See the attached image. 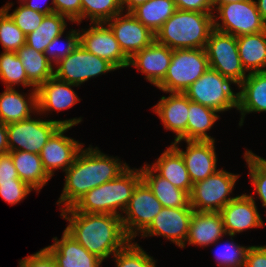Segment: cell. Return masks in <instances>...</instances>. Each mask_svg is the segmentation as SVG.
<instances>
[{"mask_svg": "<svg viewBox=\"0 0 266 267\" xmlns=\"http://www.w3.org/2000/svg\"><path fill=\"white\" fill-rule=\"evenodd\" d=\"M60 216L68 221L65 230L102 261L113 256L130 241L121 216L77 212L71 207L62 209Z\"/></svg>", "mask_w": 266, "mask_h": 267, "instance_id": "obj_1", "label": "cell"}, {"mask_svg": "<svg viewBox=\"0 0 266 267\" xmlns=\"http://www.w3.org/2000/svg\"><path fill=\"white\" fill-rule=\"evenodd\" d=\"M118 157L108 156L91 145L78 153L75 161L65 171V182L57 205L66 209L88 191L118 177L128 168Z\"/></svg>", "mask_w": 266, "mask_h": 267, "instance_id": "obj_2", "label": "cell"}, {"mask_svg": "<svg viewBox=\"0 0 266 267\" xmlns=\"http://www.w3.org/2000/svg\"><path fill=\"white\" fill-rule=\"evenodd\" d=\"M141 180V170L128 167L115 179L88 191L71 208L77 212L121 216Z\"/></svg>", "mask_w": 266, "mask_h": 267, "instance_id": "obj_3", "label": "cell"}, {"mask_svg": "<svg viewBox=\"0 0 266 267\" xmlns=\"http://www.w3.org/2000/svg\"><path fill=\"white\" fill-rule=\"evenodd\" d=\"M213 14L176 9L155 33V41L175 49H205L214 29Z\"/></svg>", "mask_w": 266, "mask_h": 267, "instance_id": "obj_4", "label": "cell"}, {"mask_svg": "<svg viewBox=\"0 0 266 267\" xmlns=\"http://www.w3.org/2000/svg\"><path fill=\"white\" fill-rule=\"evenodd\" d=\"M81 117L67 120H42L32 118L7 124V138L10 151H26L40 154L42 148L60 126H75Z\"/></svg>", "mask_w": 266, "mask_h": 267, "instance_id": "obj_5", "label": "cell"}, {"mask_svg": "<svg viewBox=\"0 0 266 267\" xmlns=\"http://www.w3.org/2000/svg\"><path fill=\"white\" fill-rule=\"evenodd\" d=\"M229 78L208 68L184 94L193 102L207 106L217 112H225L238 107V92H233Z\"/></svg>", "mask_w": 266, "mask_h": 267, "instance_id": "obj_6", "label": "cell"}, {"mask_svg": "<svg viewBox=\"0 0 266 267\" xmlns=\"http://www.w3.org/2000/svg\"><path fill=\"white\" fill-rule=\"evenodd\" d=\"M208 68L205 49H175L167 74L157 88L166 93H184Z\"/></svg>", "mask_w": 266, "mask_h": 267, "instance_id": "obj_7", "label": "cell"}, {"mask_svg": "<svg viewBox=\"0 0 266 267\" xmlns=\"http://www.w3.org/2000/svg\"><path fill=\"white\" fill-rule=\"evenodd\" d=\"M239 177V174L218 169L206 179L196 182L189 194L190 206L196 212H220L235 198L230 194Z\"/></svg>", "mask_w": 266, "mask_h": 267, "instance_id": "obj_8", "label": "cell"}, {"mask_svg": "<svg viewBox=\"0 0 266 267\" xmlns=\"http://www.w3.org/2000/svg\"><path fill=\"white\" fill-rule=\"evenodd\" d=\"M215 10L213 27L217 31L239 37L266 30V21L257 10L255 0L227 3Z\"/></svg>", "mask_w": 266, "mask_h": 267, "instance_id": "obj_9", "label": "cell"}, {"mask_svg": "<svg viewBox=\"0 0 266 267\" xmlns=\"http://www.w3.org/2000/svg\"><path fill=\"white\" fill-rule=\"evenodd\" d=\"M205 51L209 67L232 80L235 86L238 87L248 76L239 57L235 36L213 29Z\"/></svg>", "mask_w": 266, "mask_h": 267, "instance_id": "obj_10", "label": "cell"}, {"mask_svg": "<svg viewBox=\"0 0 266 267\" xmlns=\"http://www.w3.org/2000/svg\"><path fill=\"white\" fill-rule=\"evenodd\" d=\"M55 65V78L77 86L91 78L117 70L109 61L87 51L81 44Z\"/></svg>", "mask_w": 266, "mask_h": 267, "instance_id": "obj_11", "label": "cell"}, {"mask_svg": "<svg viewBox=\"0 0 266 267\" xmlns=\"http://www.w3.org/2000/svg\"><path fill=\"white\" fill-rule=\"evenodd\" d=\"M163 208L148 185L141 180L130 198L129 204L121 215L122 225L127 237L134 240L151 224Z\"/></svg>", "mask_w": 266, "mask_h": 267, "instance_id": "obj_12", "label": "cell"}, {"mask_svg": "<svg viewBox=\"0 0 266 267\" xmlns=\"http://www.w3.org/2000/svg\"><path fill=\"white\" fill-rule=\"evenodd\" d=\"M80 44L92 54L113 64L118 70L127 68L129 58L123 53L119 42L106 23H90L89 28L82 29Z\"/></svg>", "mask_w": 266, "mask_h": 267, "instance_id": "obj_13", "label": "cell"}, {"mask_svg": "<svg viewBox=\"0 0 266 267\" xmlns=\"http://www.w3.org/2000/svg\"><path fill=\"white\" fill-rule=\"evenodd\" d=\"M193 212L192 207H163L141 237L162 236L181 248L187 239Z\"/></svg>", "mask_w": 266, "mask_h": 267, "instance_id": "obj_14", "label": "cell"}, {"mask_svg": "<svg viewBox=\"0 0 266 267\" xmlns=\"http://www.w3.org/2000/svg\"><path fill=\"white\" fill-rule=\"evenodd\" d=\"M72 126H60L48 139L40 152L43 167L52 177L57 169L65 172L75 161L84 144L65 136Z\"/></svg>", "mask_w": 266, "mask_h": 267, "instance_id": "obj_15", "label": "cell"}, {"mask_svg": "<svg viewBox=\"0 0 266 267\" xmlns=\"http://www.w3.org/2000/svg\"><path fill=\"white\" fill-rule=\"evenodd\" d=\"M106 24L129 59L155 40V34L136 19L131 12H125L124 15L123 11L107 21Z\"/></svg>", "mask_w": 266, "mask_h": 267, "instance_id": "obj_16", "label": "cell"}, {"mask_svg": "<svg viewBox=\"0 0 266 267\" xmlns=\"http://www.w3.org/2000/svg\"><path fill=\"white\" fill-rule=\"evenodd\" d=\"M224 229L233 240L237 233L263 227L264 222L257 211L254 194H241L227 203L221 210Z\"/></svg>", "mask_w": 266, "mask_h": 267, "instance_id": "obj_17", "label": "cell"}, {"mask_svg": "<svg viewBox=\"0 0 266 267\" xmlns=\"http://www.w3.org/2000/svg\"><path fill=\"white\" fill-rule=\"evenodd\" d=\"M168 97L162 96L152 111L162 121L164 128L175 133L172 143L187 141V123L189 98L180 92H170Z\"/></svg>", "mask_w": 266, "mask_h": 267, "instance_id": "obj_18", "label": "cell"}, {"mask_svg": "<svg viewBox=\"0 0 266 267\" xmlns=\"http://www.w3.org/2000/svg\"><path fill=\"white\" fill-rule=\"evenodd\" d=\"M186 150L178 143L171 145L181 154L193 184L202 181L217 171L215 141H185Z\"/></svg>", "mask_w": 266, "mask_h": 267, "instance_id": "obj_19", "label": "cell"}, {"mask_svg": "<svg viewBox=\"0 0 266 267\" xmlns=\"http://www.w3.org/2000/svg\"><path fill=\"white\" fill-rule=\"evenodd\" d=\"M173 50L155 40L147 47L135 53L129 59V66H134L146 80L156 87L163 81L171 62Z\"/></svg>", "mask_w": 266, "mask_h": 267, "instance_id": "obj_20", "label": "cell"}, {"mask_svg": "<svg viewBox=\"0 0 266 267\" xmlns=\"http://www.w3.org/2000/svg\"><path fill=\"white\" fill-rule=\"evenodd\" d=\"M53 241L45 249L52 255L57 267H101L103 261L87 251L66 230L60 240L54 237Z\"/></svg>", "mask_w": 266, "mask_h": 267, "instance_id": "obj_21", "label": "cell"}, {"mask_svg": "<svg viewBox=\"0 0 266 267\" xmlns=\"http://www.w3.org/2000/svg\"><path fill=\"white\" fill-rule=\"evenodd\" d=\"M77 85L63 82L55 77L48 79L37 89V112L42 115L50 111H62L79 103L80 98L72 89Z\"/></svg>", "mask_w": 266, "mask_h": 267, "instance_id": "obj_22", "label": "cell"}, {"mask_svg": "<svg viewBox=\"0 0 266 267\" xmlns=\"http://www.w3.org/2000/svg\"><path fill=\"white\" fill-rule=\"evenodd\" d=\"M226 235L220 212H193L185 244L206 247L217 244ZM221 238V239H220ZM188 242V243H187Z\"/></svg>", "mask_w": 266, "mask_h": 267, "instance_id": "obj_23", "label": "cell"}, {"mask_svg": "<svg viewBox=\"0 0 266 267\" xmlns=\"http://www.w3.org/2000/svg\"><path fill=\"white\" fill-rule=\"evenodd\" d=\"M238 107L241 113L239 126H243L246 114L266 112V71L248 73L238 86Z\"/></svg>", "mask_w": 266, "mask_h": 267, "instance_id": "obj_24", "label": "cell"}, {"mask_svg": "<svg viewBox=\"0 0 266 267\" xmlns=\"http://www.w3.org/2000/svg\"><path fill=\"white\" fill-rule=\"evenodd\" d=\"M30 92L27 96L24 93L21 94L15 88H6L0 94V121L7 125L28 119L32 114L35 116L37 112V91L32 88Z\"/></svg>", "mask_w": 266, "mask_h": 267, "instance_id": "obj_25", "label": "cell"}, {"mask_svg": "<svg viewBox=\"0 0 266 267\" xmlns=\"http://www.w3.org/2000/svg\"><path fill=\"white\" fill-rule=\"evenodd\" d=\"M159 176L167 179L176 188L184 190L188 195L193 183L181 154L170 144L159 158L149 165Z\"/></svg>", "mask_w": 266, "mask_h": 267, "instance_id": "obj_26", "label": "cell"}, {"mask_svg": "<svg viewBox=\"0 0 266 267\" xmlns=\"http://www.w3.org/2000/svg\"><path fill=\"white\" fill-rule=\"evenodd\" d=\"M140 170L142 180L148 185L163 207H191L189 204V195L184 190L176 188L167 179L159 176L149 164L145 163Z\"/></svg>", "mask_w": 266, "mask_h": 267, "instance_id": "obj_27", "label": "cell"}, {"mask_svg": "<svg viewBox=\"0 0 266 267\" xmlns=\"http://www.w3.org/2000/svg\"><path fill=\"white\" fill-rule=\"evenodd\" d=\"M239 57L248 73L266 71V30L236 37Z\"/></svg>", "mask_w": 266, "mask_h": 267, "instance_id": "obj_28", "label": "cell"}, {"mask_svg": "<svg viewBox=\"0 0 266 267\" xmlns=\"http://www.w3.org/2000/svg\"><path fill=\"white\" fill-rule=\"evenodd\" d=\"M9 153L19 179L39 193L51 179L43 167L40 155L26 151H9Z\"/></svg>", "mask_w": 266, "mask_h": 267, "instance_id": "obj_29", "label": "cell"}, {"mask_svg": "<svg viewBox=\"0 0 266 267\" xmlns=\"http://www.w3.org/2000/svg\"><path fill=\"white\" fill-rule=\"evenodd\" d=\"M29 82L38 88L48 79L54 77V65L47 59L45 53L24 45L17 50Z\"/></svg>", "mask_w": 266, "mask_h": 267, "instance_id": "obj_30", "label": "cell"}, {"mask_svg": "<svg viewBox=\"0 0 266 267\" xmlns=\"http://www.w3.org/2000/svg\"><path fill=\"white\" fill-rule=\"evenodd\" d=\"M216 110L189 99L187 141H215L207 131L219 119Z\"/></svg>", "mask_w": 266, "mask_h": 267, "instance_id": "obj_31", "label": "cell"}, {"mask_svg": "<svg viewBox=\"0 0 266 267\" xmlns=\"http://www.w3.org/2000/svg\"><path fill=\"white\" fill-rule=\"evenodd\" d=\"M66 16L56 12L45 15L40 26L26 35V45L36 51L45 53L47 46L67 29Z\"/></svg>", "mask_w": 266, "mask_h": 267, "instance_id": "obj_32", "label": "cell"}, {"mask_svg": "<svg viewBox=\"0 0 266 267\" xmlns=\"http://www.w3.org/2000/svg\"><path fill=\"white\" fill-rule=\"evenodd\" d=\"M175 11L173 0H149L134 8L131 14L155 34Z\"/></svg>", "mask_w": 266, "mask_h": 267, "instance_id": "obj_33", "label": "cell"}, {"mask_svg": "<svg viewBox=\"0 0 266 267\" xmlns=\"http://www.w3.org/2000/svg\"><path fill=\"white\" fill-rule=\"evenodd\" d=\"M0 80L6 88H14L22 84L24 88L36 89L29 82L17 52L3 51L0 54Z\"/></svg>", "mask_w": 266, "mask_h": 267, "instance_id": "obj_34", "label": "cell"}, {"mask_svg": "<svg viewBox=\"0 0 266 267\" xmlns=\"http://www.w3.org/2000/svg\"><path fill=\"white\" fill-rule=\"evenodd\" d=\"M12 6L10 2L0 8V43L3 51L17 52L26 44V35L8 14Z\"/></svg>", "mask_w": 266, "mask_h": 267, "instance_id": "obj_35", "label": "cell"}, {"mask_svg": "<svg viewBox=\"0 0 266 267\" xmlns=\"http://www.w3.org/2000/svg\"><path fill=\"white\" fill-rule=\"evenodd\" d=\"M122 12L121 0H81V22L106 23Z\"/></svg>", "mask_w": 266, "mask_h": 267, "instance_id": "obj_36", "label": "cell"}, {"mask_svg": "<svg viewBox=\"0 0 266 267\" xmlns=\"http://www.w3.org/2000/svg\"><path fill=\"white\" fill-rule=\"evenodd\" d=\"M113 259L116 267H156V260L132 240L116 252Z\"/></svg>", "mask_w": 266, "mask_h": 267, "instance_id": "obj_37", "label": "cell"}, {"mask_svg": "<svg viewBox=\"0 0 266 267\" xmlns=\"http://www.w3.org/2000/svg\"><path fill=\"white\" fill-rule=\"evenodd\" d=\"M249 168V177L254 186V192L262 207L266 208V159L254 154L251 150H246L243 156Z\"/></svg>", "mask_w": 266, "mask_h": 267, "instance_id": "obj_38", "label": "cell"}, {"mask_svg": "<svg viewBox=\"0 0 266 267\" xmlns=\"http://www.w3.org/2000/svg\"><path fill=\"white\" fill-rule=\"evenodd\" d=\"M80 31L81 30L79 29H71V31H68V34H66V37H64V44L61 43L63 36V34H61L60 36L55 37L47 46L45 55L54 66L56 63L64 59L78 47V45L80 44Z\"/></svg>", "mask_w": 266, "mask_h": 267, "instance_id": "obj_39", "label": "cell"}, {"mask_svg": "<svg viewBox=\"0 0 266 267\" xmlns=\"http://www.w3.org/2000/svg\"><path fill=\"white\" fill-rule=\"evenodd\" d=\"M228 242V243H227ZM225 245L219 246L216 250V262L219 267H244L246 260V253L249 246H240L234 241L227 240Z\"/></svg>", "mask_w": 266, "mask_h": 267, "instance_id": "obj_40", "label": "cell"}, {"mask_svg": "<svg viewBox=\"0 0 266 267\" xmlns=\"http://www.w3.org/2000/svg\"><path fill=\"white\" fill-rule=\"evenodd\" d=\"M9 15L25 35L36 30L45 16L43 13L27 8L22 3Z\"/></svg>", "mask_w": 266, "mask_h": 267, "instance_id": "obj_41", "label": "cell"}, {"mask_svg": "<svg viewBox=\"0 0 266 267\" xmlns=\"http://www.w3.org/2000/svg\"><path fill=\"white\" fill-rule=\"evenodd\" d=\"M31 191H33V189L21 179L0 182V197L11 206L24 200Z\"/></svg>", "mask_w": 266, "mask_h": 267, "instance_id": "obj_42", "label": "cell"}, {"mask_svg": "<svg viewBox=\"0 0 266 267\" xmlns=\"http://www.w3.org/2000/svg\"><path fill=\"white\" fill-rule=\"evenodd\" d=\"M54 12L66 16L70 22L81 23V0H53Z\"/></svg>", "mask_w": 266, "mask_h": 267, "instance_id": "obj_43", "label": "cell"}, {"mask_svg": "<svg viewBox=\"0 0 266 267\" xmlns=\"http://www.w3.org/2000/svg\"><path fill=\"white\" fill-rule=\"evenodd\" d=\"M19 267H57L52 255L45 249L26 256L19 261Z\"/></svg>", "mask_w": 266, "mask_h": 267, "instance_id": "obj_44", "label": "cell"}, {"mask_svg": "<svg viewBox=\"0 0 266 267\" xmlns=\"http://www.w3.org/2000/svg\"><path fill=\"white\" fill-rule=\"evenodd\" d=\"M176 9L202 13H214L212 0H173Z\"/></svg>", "mask_w": 266, "mask_h": 267, "instance_id": "obj_45", "label": "cell"}, {"mask_svg": "<svg viewBox=\"0 0 266 267\" xmlns=\"http://www.w3.org/2000/svg\"><path fill=\"white\" fill-rule=\"evenodd\" d=\"M244 267H266V245L249 246Z\"/></svg>", "mask_w": 266, "mask_h": 267, "instance_id": "obj_46", "label": "cell"}, {"mask_svg": "<svg viewBox=\"0 0 266 267\" xmlns=\"http://www.w3.org/2000/svg\"><path fill=\"white\" fill-rule=\"evenodd\" d=\"M19 179L10 153L0 154V182Z\"/></svg>", "mask_w": 266, "mask_h": 267, "instance_id": "obj_47", "label": "cell"}, {"mask_svg": "<svg viewBox=\"0 0 266 267\" xmlns=\"http://www.w3.org/2000/svg\"><path fill=\"white\" fill-rule=\"evenodd\" d=\"M36 1V2H35ZM39 0H21L20 3H22L23 5H25L27 8L29 9H32L34 11H37V12H40V13H43L45 15H48V14H51V13H54V4H53V0L51 2V5H46V1L48 0H44V3L45 4L43 7L41 5V2H38Z\"/></svg>", "mask_w": 266, "mask_h": 267, "instance_id": "obj_48", "label": "cell"}, {"mask_svg": "<svg viewBox=\"0 0 266 267\" xmlns=\"http://www.w3.org/2000/svg\"><path fill=\"white\" fill-rule=\"evenodd\" d=\"M7 125L0 121V154L9 153Z\"/></svg>", "mask_w": 266, "mask_h": 267, "instance_id": "obj_49", "label": "cell"}, {"mask_svg": "<svg viewBox=\"0 0 266 267\" xmlns=\"http://www.w3.org/2000/svg\"><path fill=\"white\" fill-rule=\"evenodd\" d=\"M148 1L149 0H121V7H122V10L125 11L126 9L127 10L126 12H131L137 6L144 4Z\"/></svg>", "mask_w": 266, "mask_h": 267, "instance_id": "obj_50", "label": "cell"}, {"mask_svg": "<svg viewBox=\"0 0 266 267\" xmlns=\"http://www.w3.org/2000/svg\"><path fill=\"white\" fill-rule=\"evenodd\" d=\"M255 3L261 17L266 21V0H255Z\"/></svg>", "mask_w": 266, "mask_h": 267, "instance_id": "obj_51", "label": "cell"}, {"mask_svg": "<svg viewBox=\"0 0 266 267\" xmlns=\"http://www.w3.org/2000/svg\"><path fill=\"white\" fill-rule=\"evenodd\" d=\"M241 1H246V0H212V3H213L214 9H216L220 5L233 3V2H241Z\"/></svg>", "mask_w": 266, "mask_h": 267, "instance_id": "obj_52", "label": "cell"}]
</instances>
